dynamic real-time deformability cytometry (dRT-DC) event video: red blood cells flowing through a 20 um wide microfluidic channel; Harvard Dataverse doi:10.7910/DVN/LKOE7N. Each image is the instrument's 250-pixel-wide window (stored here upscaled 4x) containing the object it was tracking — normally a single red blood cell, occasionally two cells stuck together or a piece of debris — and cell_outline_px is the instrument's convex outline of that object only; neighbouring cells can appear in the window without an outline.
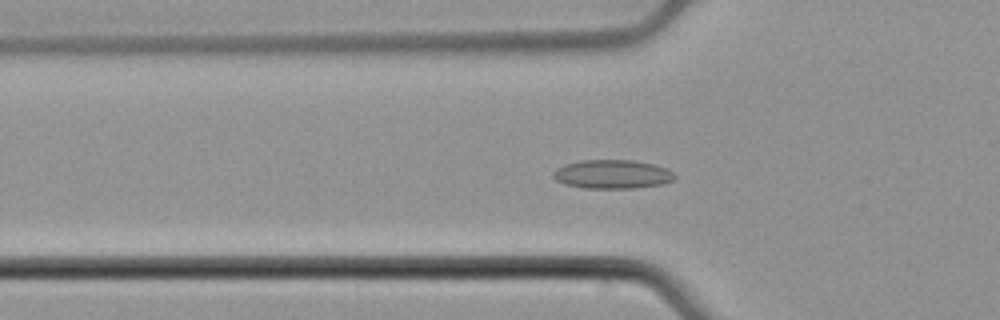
{"species": "common noctule bat (a hibernating species)", "species_latin": "Nyctalus noctula", "temperature_condition": "cold", "stored_images_in_passage": 47, "camera_frame_rate_fps": 3000, "um_per_image_px": 0.085, "animal": {"sex": "male", "body_mass_g": 21.5, "forearm_length_mm": 52.0}, "frame": {"image": 1, "passage_image": 12, "time_ms": 3.667, "image_size_px": [1000, 320], "cell_outline_px": [[676, 180], [660, 184], [632, 188], [584, 188], [564, 184], [556, 180], [552, 176], [552, 172], [556, 168], [580, 160], [632, 160], [656, 164], [668, 168], [676, 176]], "centroid_in_image_um": [52.07, 14.8], "position_along_channel_um": 73.7, "area_um2": 20.52}}
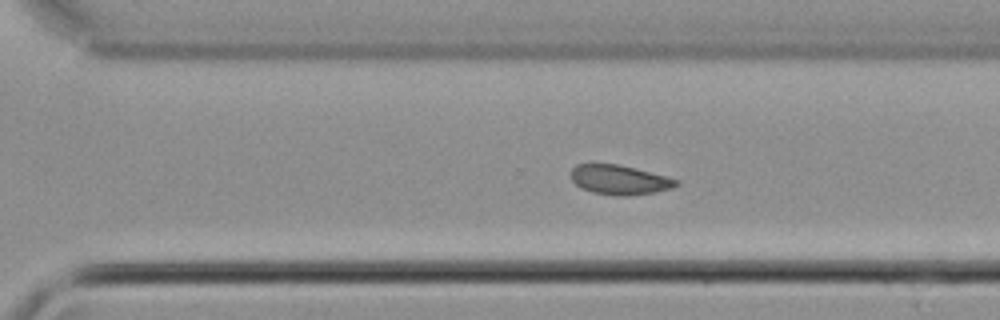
{"frame": {"image": 2, "passage_image": 31, "time_ms": 10.0, "image_size_px": [1000, 320], "cell_outline_px": [[680, 184], [672, 188], [656, 192], [628, 196], [620, 196], [592, 192], [580, 188], [572, 180], [568, 172], [576, 164], [616, 164], [680, 180]], "centroid_in_image_um": [52.62, 15.29], "position_along_channel_um": 318.0, "area_um2": 18.09}}
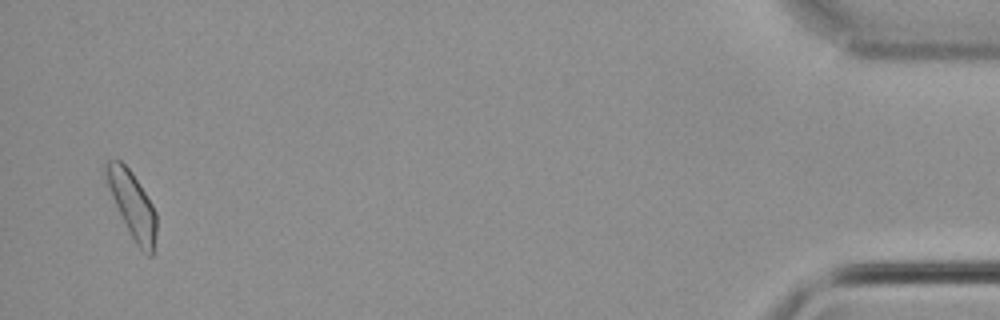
{"frame": {"image": 3, "passage_image": 46, "time_ms": 15.0, "image_size_px": [1000, 320], "cell_outline_px": [[156, 236], [152, 256], [148, 256], [136, 244], [112, 196], [108, 184], [104, 168], [104, 164], [108, 160], [120, 160], [132, 172], [152, 204], [156, 212]], "centroid_in_image_um": [11.27, 17.4], "position_along_channel_um": 423.9, "area_um2": 18.79}, "authors_computed_cell_mechanics": {"area_um2": 18.496, "velocity_mm_per_s": 3.8722, "shape_relaxation_time_tau1_ms": null, "shape_relaxation_time_tau2_ms": 7.3438, "deformation_change_tau1": null, "deformation_change_tau2": 0.1189}}